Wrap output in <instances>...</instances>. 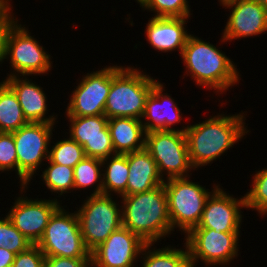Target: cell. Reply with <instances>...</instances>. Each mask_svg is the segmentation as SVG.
I'll list each match as a JSON object with an SVG mask.
<instances>
[{
	"label": "cell",
	"mask_w": 267,
	"mask_h": 267,
	"mask_svg": "<svg viewBox=\"0 0 267 267\" xmlns=\"http://www.w3.org/2000/svg\"><path fill=\"white\" fill-rule=\"evenodd\" d=\"M232 1H235V0H218L219 4H221L222 6Z\"/></svg>",
	"instance_id": "74e56055"
},
{
	"label": "cell",
	"mask_w": 267,
	"mask_h": 267,
	"mask_svg": "<svg viewBox=\"0 0 267 267\" xmlns=\"http://www.w3.org/2000/svg\"><path fill=\"white\" fill-rule=\"evenodd\" d=\"M11 267H45V255L37 245L15 255Z\"/></svg>",
	"instance_id": "d6a6232c"
},
{
	"label": "cell",
	"mask_w": 267,
	"mask_h": 267,
	"mask_svg": "<svg viewBox=\"0 0 267 267\" xmlns=\"http://www.w3.org/2000/svg\"><path fill=\"white\" fill-rule=\"evenodd\" d=\"M189 17H152L145 33L148 43L158 51L171 52L177 49L180 56L189 36L186 22ZM189 33V34H188Z\"/></svg>",
	"instance_id": "d6986e66"
},
{
	"label": "cell",
	"mask_w": 267,
	"mask_h": 267,
	"mask_svg": "<svg viewBox=\"0 0 267 267\" xmlns=\"http://www.w3.org/2000/svg\"><path fill=\"white\" fill-rule=\"evenodd\" d=\"M240 232L193 228L185 235L191 266L200 259L206 266L227 265L238 256Z\"/></svg>",
	"instance_id": "8fae6325"
},
{
	"label": "cell",
	"mask_w": 267,
	"mask_h": 267,
	"mask_svg": "<svg viewBox=\"0 0 267 267\" xmlns=\"http://www.w3.org/2000/svg\"><path fill=\"white\" fill-rule=\"evenodd\" d=\"M164 84L159 80L153 85L152 91L146 99L145 108L141 120L146 132L150 131H179L186 132L187 126L182 129L172 128L175 123L181 122L183 117L180 108L174 99L165 91ZM145 119V121H144ZM147 119V120H146Z\"/></svg>",
	"instance_id": "ac0fdd59"
},
{
	"label": "cell",
	"mask_w": 267,
	"mask_h": 267,
	"mask_svg": "<svg viewBox=\"0 0 267 267\" xmlns=\"http://www.w3.org/2000/svg\"><path fill=\"white\" fill-rule=\"evenodd\" d=\"M15 255V253L6 248H0V267H11Z\"/></svg>",
	"instance_id": "d590c367"
},
{
	"label": "cell",
	"mask_w": 267,
	"mask_h": 267,
	"mask_svg": "<svg viewBox=\"0 0 267 267\" xmlns=\"http://www.w3.org/2000/svg\"><path fill=\"white\" fill-rule=\"evenodd\" d=\"M13 205L6 216L33 245L41 239L50 217L61 206L56 198L33 200L22 195Z\"/></svg>",
	"instance_id": "5bb4252c"
},
{
	"label": "cell",
	"mask_w": 267,
	"mask_h": 267,
	"mask_svg": "<svg viewBox=\"0 0 267 267\" xmlns=\"http://www.w3.org/2000/svg\"><path fill=\"white\" fill-rule=\"evenodd\" d=\"M38 42L18 20L10 27L6 37L5 59H9L13 73L8 77L48 74L52 67L51 55Z\"/></svg>",
	"instance_id": "30bf717a"
},
{
	"label": "cell",
	"mask_w": 267,
	"mask_h": 267,
	"mask_svg": "<svg viewBox=\"0 0 267 267\" xmlns=\"http://www.w3.org/2000/svg\"><path fill=\"white\" fill-rule=\"evenodd\" d=\"M86 198L79 210L75 212L82 238L91 252L112 232L122 227V209L111 195L98 194Z\"/></svg>",
	"instance_id": "8992f818"
},
{
	"label": "cell",
	"mask_w": 267,
	"mask_h": 267,
	"mask_svg": "<svg viewBox=\"0 0 267 267\" xmlns=\"http://www.w3.org/2000/svg\"><path fill=\"white\" fill-rule=\"evenodd\" d=\"M32 245L7 216L0 218V248H6L18 254L26 251Z\"/></svg>",
	"instance_id": "4dcf8cb0"
},
{
	"label": "cell",
	"mask_w": 267,
	"mask_h": 267,
	"mask_svg": "<svg viewBox=\"0 0 267 267\" xmlns=\"http://www.w3.org/2000/svg\"><path fill=\"white\" fill-rule=\"evenodd\" d=\"M103 173V194L112 195L115 193L118 197L126 195L127 182L129 176V167L127 154H115L102 160ZM106 165V167H105ZM113 192V193H111Z\"/></svg>",
	"instance_id": "603a6c76"
},
{
	"label": "cell",
	"mask_w": 267,
	"mask_h": 267,
	"mask_svg": "<svg viewBox=\"0 0 267 267\" xmlns=\"http://www.w3.org/2000/svg\"><path fill=\"white\" fill-rule=\"evenodd\" d=\"M244 115V112L237 115L218 114L201 123L188 125L185 135L189 159L195 170L220 158L249 132L245 127Z\"/></svg>",
	"instance_id": "6da1fadb"
},
{
	"label": "cell",
	"mask_w": 267,
	"mask_h": 267,
	"mask_svg": "<svg viewBox=\"0 0 267 267\" xmlns=\"http://www.w3.org/2000/svg\"><path fill=\"white\" fill-rule=\"evenodd\" d=\"M258 2L261 6L267 8V0H255Z\"/></svg>",
	"instance_id": "8d00e7d4"
},
{
	"label": "cell",
	"mask_w": 267,
	"mask_h": 267,
	"mask_svg": "<svg viewBox=\"0 0 267 267\" xmlns=\"http://www.w3.org/2000/svg\"><path fill=\"white\" fill-rule=\"evenodd\" d=\"M102 160L85 157L74 167V190L88 189L94 184L96 188L91 195L103 194Z\"/></svg>",
	"instance_id": "484cf974"
},
{
	"label": "cell",
	"mask_w": 267,
	"mask_h": 267,
	"mask_svg": "<svg viewBox=\"0 0 267 267\" xmlns=\"http://www.w3.org/2000/svg\"><path fill=\"white\" fill-rule=\"evenodd\" d=\"M141 121L131 117L108 119L115 154L125 155L145 148L146 131Z\"/></svg>",
	"instance_id": "7402d4cb"
},
{
	"label": "cell",
	"mask_w": 267,
	"mask_h": 267,
	"mask_svg": "<svg viewBox=\"0 0 267 267\" xmlns=\"http://www.w3.org/2000/svg\"><path fill=\"white\" fill-rule=\"evenodd\" d=\"M49 165L42 172V180L45 186L52 192L59 194L68 193L74 190V168L55 164L49 159Z\"/></svg>",
	"instance_id": "4316f807"
},
{
	"label": "cell",
	"mask_w": 267,
	"mask_h": 267,
	"mask_svg": "<svg viewBox=\"0 0 267 267\" xmlns=\"http://www.w3.org/2000/svg\"><path fill=\"white\" fill-rule=\"evenodd\" d=\"M251 189L245 194L246 208L258 211L261 217L267 215V168L256 171Z\"/></svg>",
	"instance_id": "f546056e"
},
{
	"label": "cell",
	"mask_w": 267,
	"mask_h": 267,
	"mask_svg": "<svg viewBox=\"0 0 267 267\" xmlns=\"http://www.w3.org/2000/svg\"><path fill=\"white\" fill-rule=\"evenodd\" d=\"M11 0H8L0 8V64L4 62L5 59V48H6V37L10 27L17 21L12 14ZM11 7V8H10ZM12 11V12H11Z\"/></svg>",
	"instance_id": "836d02e7"
},
{
	"label": "cell",
	"mask_w": 267,
	"mask_h": 267,
	"mask_svg": "<svg viewBox=\"0 0 267 267\" xmlns=\"http://www.w3.org/2000/svg\"><path fill=\"white\" fill-rule=\"evenodd\" d=\"M45 267H91V258L45 256Z\"/></svg>",
	"instance_id": "e575fe53"
},
{
	"label": "cell",
	"mask_w": 267,
	"mask_h": 267,
	"mask_svg": "<svg viewBox=\"0 0 267 267\" xmlns=\"http://www.w3.org/2000/svg\"><path fill=\"white\" fill-rule=\"evenodd\" d=\"M181 58L187 76L198 86L214 89L222 94L240 81L237 66L217 46L191 34L183 48Z\"/></svg>",
	"instance_id": "3957f363"
},
{
	"label": "cell",
	"mask_w": 267,
	"mask_h": 267,
	"mask_svg": "<svg viewBox=\"0 0 267 267\" xmlns=\"http://www.w3.org/2000/svg\"><path fill=\"white\" fill-rule=\"evenodd\" d=\"M138 69L134 66H111V87L104 108L108 119H141L146 99L157 81Z\"/></svg>",
	"instance_id": "277c9868"
},
{
	"label": "cell",
	"mask_w": 267,
	"mask_h": 267,
	"mask_svg": "<svg viewBox=\"0 0 267 267\" xmlns=\"http://www.w3.org/2000/svg\"><path fill=\"white\" fill-rule=\"evenodd\" d=\"M55 124L42 122H28L19 130L13 131V138L17 151V176L20 180V190L28 186L36 170L41 168L43 159L48 160L49 146ZM40 167V168H39ZM27 187V188H26Z\"/></svg>",
	"instance_id": "ba28073f"
},
{
	"label": "cell",
	"mask_w": 267,
	"mask_h": 267,
	"mask_svg": "<svg viewBox=\"0 0 267 267\" xmlns=\"http://www.w3.org/2000/svg\"><path fill=\"white\" fill-rule=\"evenodd\" d=\"M27 123L16 94L4 81L0 82V132H13Z\"/></svg>",
	"instance_id": "d4e9b609"
},
{
	"label": "cell",
	"mask_w": 267,
	"mask_h": 267,
	"mask_svg": "<svg viewBox=\"0 0 267 267\" xmlns=\"http://www.w3.org/2000/svg\"><path fill=\"white\" fill-rule=\"evenodd\" d=\"M60 206L50 217L43 236L36 244L45 256L91 258L82 238L76 212Z\"/></svg>",
	"instance_id": "52a82bcc"
},
{
	"label": "cell",
	"mask_w": 267,
	"mask_h": 267,
	"mask_svg": "<svg viewBox=\"0 0 267 267\" xmlns=\"http://www.w3.org/2000/svg\"><path fill=\"white\" fill-rule=\"evenodd\" d=\"M15 170L17 173V151L12 132H0V171Z\"/></svg>",
	"instance_id": "1f68e13d"
},
{
	"label": "cell",
	"mask_w": 267,
	"mask_h": 267,
	"mask_svg": "<svg viewBox=\"0 0 267 267\" xmlns=\"http://www.w3.org/2000/svg\"><path fill=\"white\" fill-rule=\"evenodd\" d=\"M6 77L3 81L14 91L22 108L23 115L28 122H42L55 124L57 115L46 116L47 97L43 88L27 79V76ZM24 78V79H23ZM56 117V118H55Z\"/></svg>",
	"instance_id": "ffe728a7"
},
{
	"label": "cell",
	"mask_w": 267,
	"mask_h": 267,
	"mask_svg": "<svg viewBox=\"0 0 267 267\" xmlns=\"http://www.w3.org/2000/svg\"><path fill=\"white\" fill-rule=\"evenodd\" d=\"M153 245L149 243L143 247L141 252V255L144 256H141L143 258L142 267H192L185 243V251L169 245L161 249H154Z\"/></svg>",
	"instance_id": "cb8c5ba5"
},
{
	"label": "cell",
	"mask_w": 267,
	"mask_h": 267,
	"mask_svg": "<svg viewBox=\"0 0 267 267\" xmlns=\"http://www.w3.org/2000/svg\"><path fill=\"white\" fill-rule=\"evenodd\" d=\"M146 244L122 226L91 251V267H134Z\"/></svg>",
	"instance_id": "4fadbf2b"
},
{
	"label": "cell",
	"mask_w": 267,
	"mask_h": 267,
	"mask_svg": "<svg viewBox=\"0 0 267 267\" xmlns=\"http://www.w3.org/2000/svg\"><path fill=\"white\" fill-rule=\"evenodd\" d=\"M242 208H246L245 195L235 198L219 185L207 198L200 222L194 228L214 229L218 233L240 232Z\"/></svg>",
	"instance_id": "9a60e30c"
},
{
	"label": "cell",
	"mask_w": 267,
	"mask_h": 267,
	"mask_svg": "<svg viewBox=\"0 0 267 267\" xmlns=\"http://www.w3.org/2000/svg\"><path fill=\"white\" fill-rule=\"evenodd\" d=\"M127 161L129 176L126 195L150 191L164 184L156 162L145 148L128 153Z\"/></svg>",
	"instance_id": "44dd1931"
},
{
	"label": "cell",
	"mask_w": 267,
	"mask_h": 267,
	"mask_svg": "<svg viewBox=\"0 0 267 267\" xmlns=\"http://www.w3.org/2000/svg\"><path fill=\"white\" fill-rule=\"evenodd\" d=\"M120 198L122 226L147 244H154L173 233L163 184L150 191Z\"/></svg>",
	"instance_id": "7a4b0ae2"
},
{
	"label": "cell",
	"mask_w": 267,
	"mask_h": 267,
	"mask_svg": "<svg viewBox=\"0 0 267 267\" xmlns=\"http://www.w3.org/2000/svg\"><path fill=\"white\" fill-rule=\"evenodd\" d=\"M144 10L153 11L155 17H190L188 0H136Z\"/></svg>",
	"instance_id": "f1b7e54d"
},
{
	"label": "cell",
	"mask_w": 267,
	"mask_h": 267,
	"mask_svg": "<svg viewBox=\"0 0 267 267\" xmlns=\"http://www.w3.org/2000/svg\"><path fill=\"white\" fill-rule=\"evenodd\" d=\"M188 177L164 180L172 231L179 228L185 235L196 227L201 219L204 205L210 194L219 186L214 184L208 191Z\"/></svg>",
	"instance_id": "5b68a950"
},
{
	"label": "cell",
	"mask_w": 267,
	"mask_h": 267,
	"mask_svg": "<svg viewBox=\"0 0 267 267\" xmlns=\"http://www.w3.org/2000/svg\"><path fill=\"white\" fill-rule=\"evenodd\" d=\"M111 87V65L87 73L76 86L69 100L67 117L104 115L107 96Z\"/></svg>",
	"instance_id": "7c38bea8"
},
{
	"label": "cell",
	"mask_w": 267,
	"mask_h": 267,
	"mask_svg": "<svg viewBox=\"0 0 267 267\" xmlns=\"http://www.w3.org/2000/svg\"><path fill=\"white\" fill-rule=\"evenodd\" d=\"M67 118L69 137L83 147L85 156L103 160L115 155L105 115Z\"/></svg>",
	"instance_id": "2e32d148"
},
{
	"label": "cell",
	"mask_w": 267,
	"mask_h": 267,
	"mask_svg": "<svg viewBox=\"0 0 267 267\" xmlns=\"http://www.w3.org/2000/svg\"><path fill=\"white\" fill-rule=\"evenodd\" d=\"M8 0H0V8L7 2Z\"/></svg>",
	"instance_id": "f35d334b"
},
{
	"label": "cell",
	"mask_w": 267,
	"mask_h": 267,
	"mask_svg": "<svg viewBox=\"0 0 267 267\" xmlns=\"http://www.w3.org/2000/svg\"><path fill=\"white\" fill-rule=\"evenodd\" d=\"M145 149L156 162L163 180L188 177L190 176L188 173L195 170L189 159L187 138L184 132H146ZM165 175L167 176L164 178Z\"/></svg>",
	"instance_id": "9c48e42d"
},
{
	"label": "cell",
	"mask_w": 267,
	"mask_h": 267,
	"mask_svg": "<svg viewBox=\"0 0 267 267\" xmlns=\"http://www.w3.org/2000/svg\"><path fill=\"white\" fill-rule=\"evenodd\" d=\"M223 7L232 9L221 42L257 36L267 31V8L255 0H235Z\"/></svg>",
	"instance_id": "e0dca14e"
},
{
	"label": "cell",
	"mask_w": 267,
	"mask_h": 267,
	"mask_svg": "<svg viewBox=\"0 0 267 267\" xmlns=\"http://www.w3.org/2000/svg\"><path fill=\"white\" fill-rule=\"evenodd\" d=\"M85 157L83 147L70 137L57 141L49 148L48 159L55 164L74 168Z\"/></svg>",
	"instance_id": "83f0119b"
}]
</instances>
